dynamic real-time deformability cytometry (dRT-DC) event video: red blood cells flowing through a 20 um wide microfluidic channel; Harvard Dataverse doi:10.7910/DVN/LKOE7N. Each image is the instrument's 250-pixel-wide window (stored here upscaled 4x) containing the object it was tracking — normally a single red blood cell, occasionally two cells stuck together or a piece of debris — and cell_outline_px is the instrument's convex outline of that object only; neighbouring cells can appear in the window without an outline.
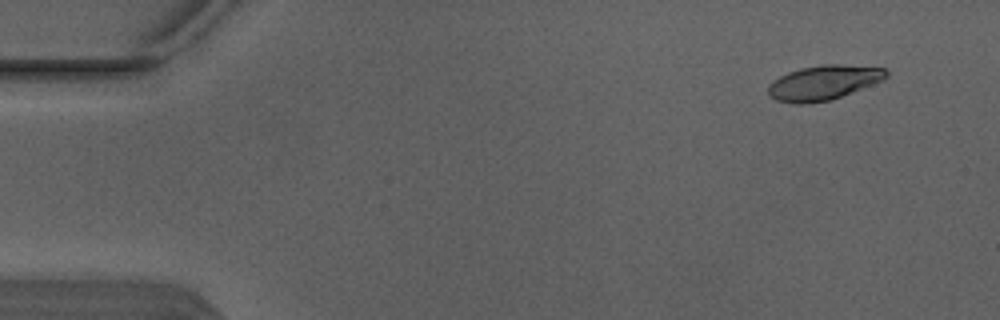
{"species": "Egyptian fruit bat (a non-hibernating species)", "species_latin": "Rousettus aegyptiacus", "temperature_condition": "warm", "stored_images_in_passage": 5, "camera_frame_rate_fps": 3000, "um_per_image_px": 0.085, "animal": {"sex": "male"}, "frame": {"image": 1, "passage_image": 5, "time_ms": 1.333, "image_size_px": [1000, 320], "cell_outline_px": [[888, 76], [884, 80], [840, 96], [828, 100], [804, 104], [792, 104], [776, 100], [768, 92], [768, 84], [772, 80], [788, 72], [800, 68], [824, 64], [840, 64], [884, 68], [888, 72]], "centroid_in_image_um": [69.98, 7.02], "position_along_channel_um": 15.0, "area_um2": 23.7}}